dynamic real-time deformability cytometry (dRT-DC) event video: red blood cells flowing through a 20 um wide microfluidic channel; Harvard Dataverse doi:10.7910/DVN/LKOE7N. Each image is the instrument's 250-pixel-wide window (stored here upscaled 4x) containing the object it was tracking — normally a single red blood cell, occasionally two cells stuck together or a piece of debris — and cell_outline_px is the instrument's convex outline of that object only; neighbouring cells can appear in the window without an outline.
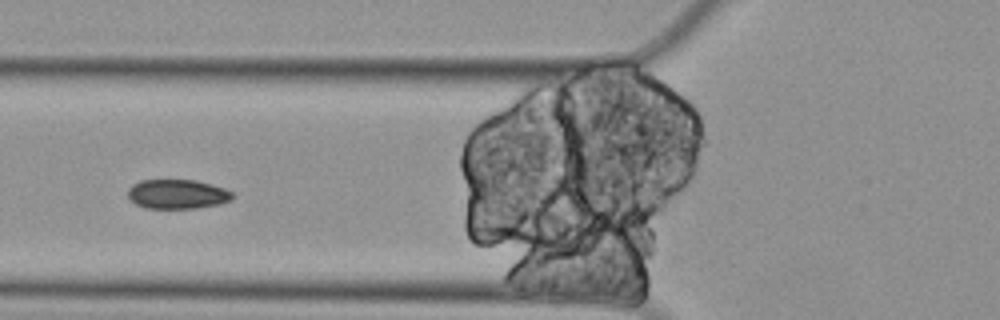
{"species": "Egyptian fruit bat (a non-hibernating species)", "species_latin": "Rousettus aegyptiacus", "temperature_condition": "cold", "stored_images_in_passage": 9, "camera_frame_rate_fps": 3000, "um_per_image_px": 0.085, "animal": {"sex": "female"}, "frame": {"image": 1, "passage_image": 6, "time_ms": 1.667, "image_size_px": [1000, 320], "cell_outline_px": [[232, 196], [228, 200], [220, 204], [196, 208], [144, 208], [136, 204], [128, 196], [128, 188], [132, 184], [140, 180], [196, 180], [224, 188], [232, 192]], "centroid_in_image_um": [15.03, 16.49], "position_along_channel_um": 110.8, "area_um2": 17.8}}
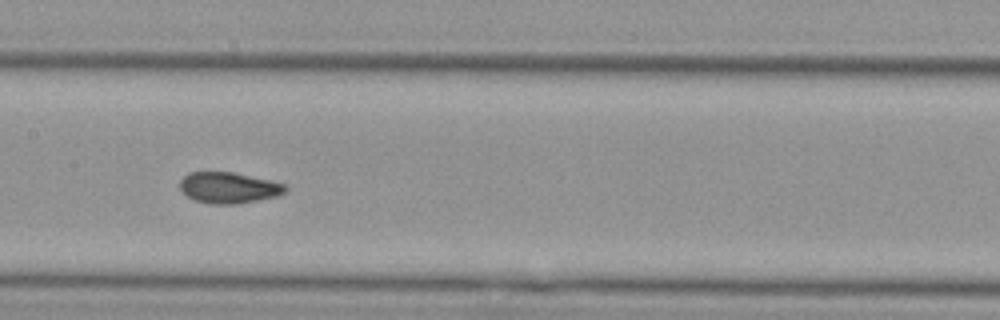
{"frame": {"image": 2, "passage_image": 8, "time_ms": 2.333, "image_size_px": [1000, 320], "cell_outline_px": [[288, 188], [280, 196], [236, 204], [212, 204], [196, 200], [188, 196], [180, 188], [180, 180], [188, 172], [232, 172], [272, 180], [284, 184]], "centroid_in_image_um": [19.47, 15.95], "position_along_channel_um": 187.9, "area_um2": 19.07}}
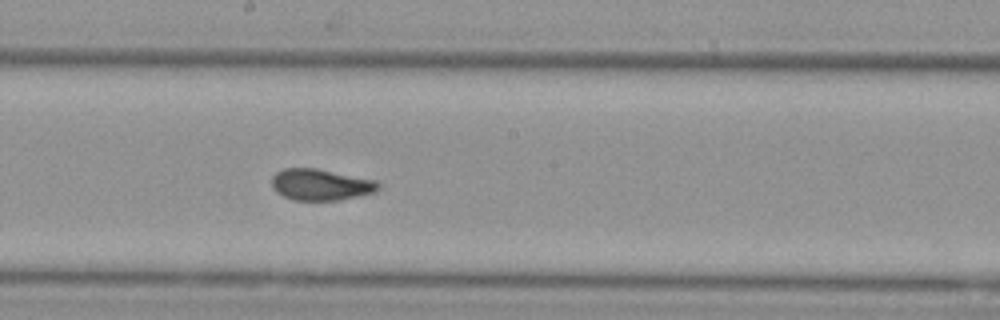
{"frame": {"image": 3, "passage_image": 9, "time_ms": 2.667, "image_size_px": [1000, 320], "cell_outline_px": [[380, 188], [376, 192], [336, 200], [296, 200], [284, 196], [276, 192], [272, 188], [272, 176], [276, 172], [284, 168], [316, 168], [376, 180], [380, 184]], "centroid_in_image_um": [27.25, 15.68], "position_along_channel_um": 220.9, "area_um2": 19.42}}